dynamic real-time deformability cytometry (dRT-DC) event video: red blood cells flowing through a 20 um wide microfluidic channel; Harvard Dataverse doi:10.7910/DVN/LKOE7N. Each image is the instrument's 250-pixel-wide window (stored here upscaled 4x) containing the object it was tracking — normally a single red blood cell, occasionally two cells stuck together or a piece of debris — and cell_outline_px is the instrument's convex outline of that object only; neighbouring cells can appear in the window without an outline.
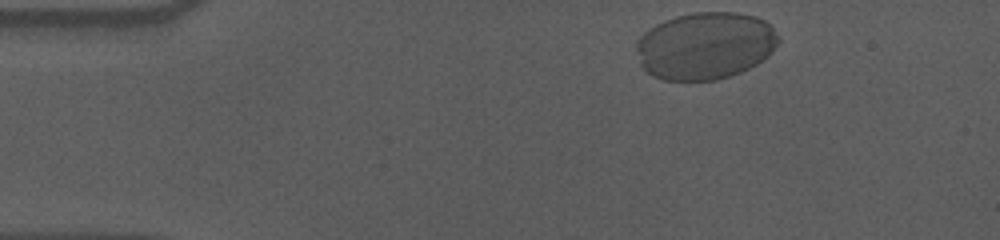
{"species": "human", "species_latin": "Homo sapiens", "temperature_condition": "cold", "stored_images_in_passage": 40, "camera_frame_rate_fps": 3000, "um_per_image_px": 0.085, "donor": {"sex": "male"}, "frame": {"image": 1, "passage_image": 1, "time_ms": 0.0, "image_size_px": [1000, 240], "cell_outline_px": [[780, 40], [772, 52], [768, 56], [756, 64], [740, 72], [716, 80], [664, 80], [652, 76], [640, 64], [636, 52], [636, 40], [644, 32], [656, 24], [664, 20], [676, 16], [696, 12], [736, 12], [756, 16], [772, 24], [780, 36]], "centroid_in_image_um": [59.96, 3.87], "position_along_channel_um": 25.0, "area_um2": 56.12}}